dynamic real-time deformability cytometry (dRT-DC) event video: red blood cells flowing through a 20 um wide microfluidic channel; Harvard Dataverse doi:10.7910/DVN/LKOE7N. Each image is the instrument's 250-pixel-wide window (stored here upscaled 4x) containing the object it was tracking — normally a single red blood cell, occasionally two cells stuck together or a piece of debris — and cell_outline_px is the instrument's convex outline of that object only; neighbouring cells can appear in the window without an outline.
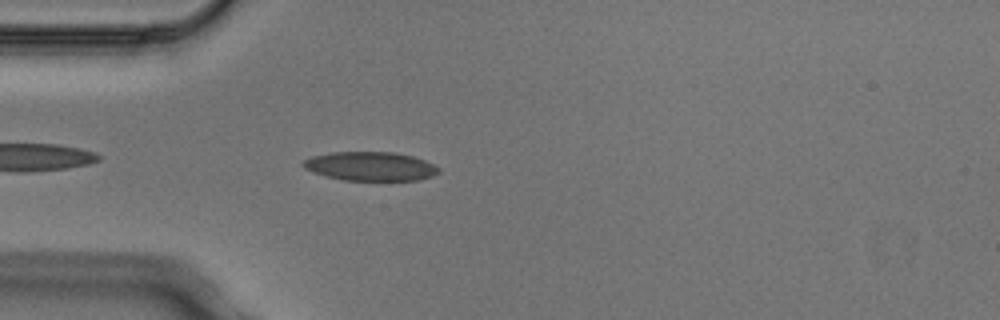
{"species": "Egyptian fruit bat (a non-hibernating species)", "species_latin": "Rousettus aegyptiacus", "temperature_condition": "cold", "stored_images_in_passage": 4, "camera_frame_rate_fps": 3000, "um_per_image_px": 0.085, "animal": {"sex": "male"}, "frame": {"image": 1, "passage_image": 4, "time_ms": 1.0, "image_size_px": [1000, 320], "cell_outline_px": [[440, 172], [432, 176], [420, 180], [344, 180], [324, 176], [312, 172], [304, 168], [300, 164], [304, 160], [312, 156], [332, 152], [396, 152], [412, 156], [424, 160], [440, 168]], "centroid_in_image_um": [31.47, 14.13], "position_along_channel_um": 53.5, "area_um2": 22.95}}